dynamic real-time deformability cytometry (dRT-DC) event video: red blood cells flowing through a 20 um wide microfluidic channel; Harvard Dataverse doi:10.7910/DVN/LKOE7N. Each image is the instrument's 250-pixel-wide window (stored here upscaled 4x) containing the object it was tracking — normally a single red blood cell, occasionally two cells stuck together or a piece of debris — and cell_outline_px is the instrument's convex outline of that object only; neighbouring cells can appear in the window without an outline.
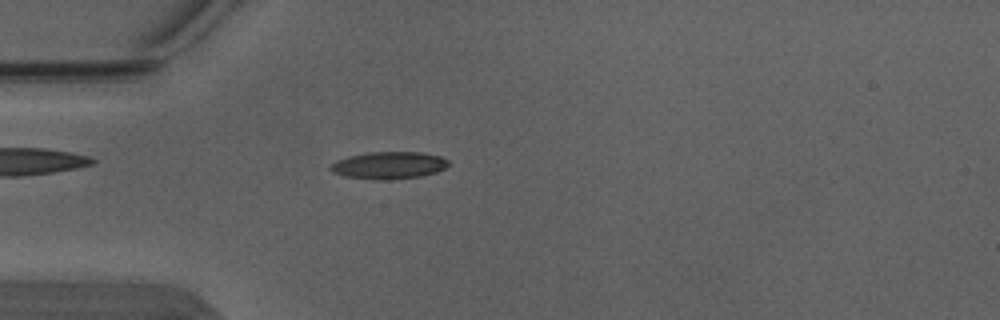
{"species": "Egyptian fruit bat (a non-hibernating species)", "species_latin": "Rousettus aegyptiacus", "temperature_condition": "warm", "stored_images_in_passage": 1, "camera_frame_rate_fps": 3000, "um_per_image_px": 0.085, "animal": {"sex": "male"}, "frame": {"image": 1, "passage_image": 1, "time_ms": 0.0, "image_size_px": [1000, 320], "cell_outline_px": [[448, 164], [444, 168], [436, 172], [420, 176], [388, 180], [376, 180], [344, 176], [332, 172], [328, 168], [336, 160], [348, 156], [368, 152], [420, 152], [440, 156], [448, 160]], "centroid_in_image_um": [33.01, 14.05], "position_along_channel_um": 52.0, "area_um2": 18.73}}